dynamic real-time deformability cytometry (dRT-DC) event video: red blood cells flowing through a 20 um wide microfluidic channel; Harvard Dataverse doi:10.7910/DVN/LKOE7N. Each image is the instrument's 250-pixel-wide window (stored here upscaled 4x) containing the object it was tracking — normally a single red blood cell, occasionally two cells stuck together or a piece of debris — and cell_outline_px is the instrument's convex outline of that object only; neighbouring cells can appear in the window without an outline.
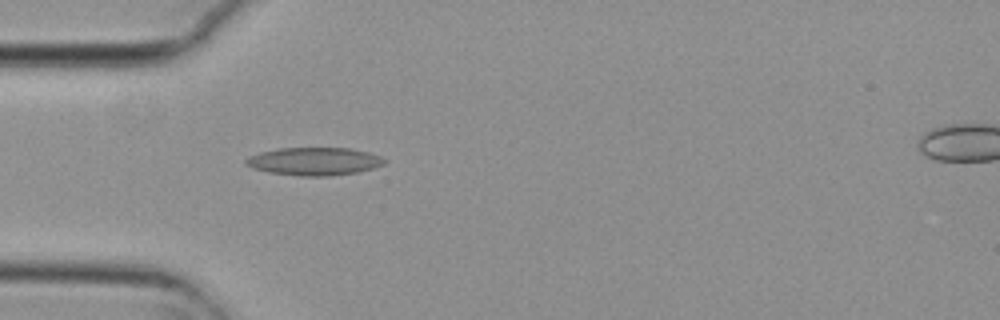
{"species": "common noctule bat (a hibernating species)", "species_latin": "Nyctalus noctula", "temperature_condition": "cold", "stored_images_in_passage": 37, "camera_frame_rate_fps": 3000, "um_per_image_px": 0.085, "animal": {"sex": "female", "body_mass_g": 29.2, "forearm_length_mm": 56.3}, "frame": {"image": 1, "passage_image": 1, "time_ms": 0.0, "image_size_px": [1000, 320], "cell_outline_px": [[388, 160], [384, 164], [372, 168], [356, 172], [328, 176], [300, 176], [268, 172], [252, 168], [244, 164], [244, 160], [248, 156], [260, 152], [276, 148], [348, 148], [368, 152], [380, 156]], "centroid_in_image_um": [26.67, 13.71], "position_along_channel_um": 58.3, "area_um2": 22.6}}
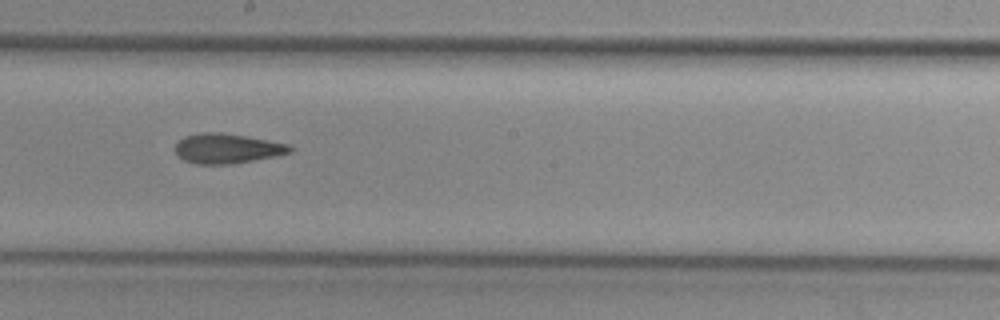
{"frame": {"image": 2, "passage_image": 15, "time_ms": 4.667, "image_size_px": [1000, 320], "cell_outline_px": [[296, 148], [292, 152], [276, 156], [232, 164], [196, 164], [184, 160], [176, 152], [176, 144], [184, 136], [204, 132], [220, 132], [244, 136], [288, 144]], "centroid_in_image_um": [19.34, 12.62], "position_along_channel_um": 228.9, "area_um2": 19.83}}
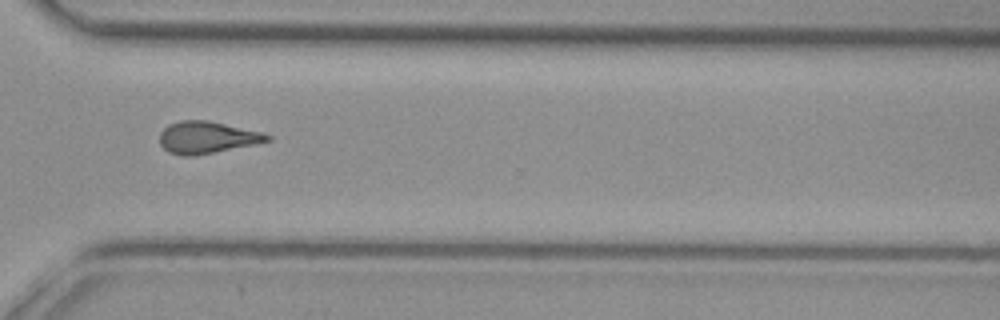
{"frame": {"image": 3, "passage_image": 25, "time_ms": 8.0, "image_size_px": [1000, 320], "cell_outline_px": [[272, 140], [192, 156], [184, 156], [168, 152], [160, 144], [160, 132], [168, 124], [180, 120], [208, 120], [260, 132], [272, 136]], "centroid_in_image_um": [17.54, 11.67], "position_along_channel_um": 353.1, "area_um2": 19.71}, "authors_computed_cell_mechanics": {"area_um2": 19.652, "velocity_mm_per_s": 3.7233, "shape_relaxation_time_tau1_ms": null, "shape_relaxation_time_tau2_ms": 5.1596, "deformation_change_tau1": null, "deformation_change_tau2": 0.149}}